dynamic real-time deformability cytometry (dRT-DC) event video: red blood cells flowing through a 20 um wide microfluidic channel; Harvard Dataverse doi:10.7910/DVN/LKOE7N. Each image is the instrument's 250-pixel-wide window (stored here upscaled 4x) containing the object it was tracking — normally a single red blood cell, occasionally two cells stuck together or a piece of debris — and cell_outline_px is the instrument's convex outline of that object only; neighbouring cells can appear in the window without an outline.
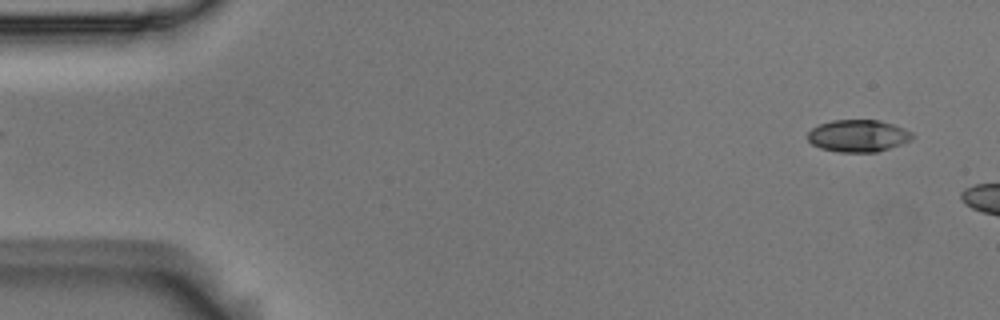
{"species": "Egyptian fruit bat (a non-hibernating species)", "species_latin": "Rousettus aegyptiacus", "temperature_condition": "room temperature", "stored_images_in_passage": 3, "camera_frame_rate_fps": 3000, "um_per_image_px": 0.085, "animal": {"sex": "male"}, "frame": {"image": 1, "passage_image": 1, "time_ms": 0.0, "image_size_px": [1000, 320], "cell_outline_px": [[916, 136], [912, 140], [876, 152], [840, 152], [820, 148], [812, 144], [808, 140], [808, 132], [812, 128], [820, 124], [832, 120], [880, 120], [904, 128], [912, 132]], "centroid_in_image_um": [72.95, 11.54], "position_along_channel_um": 12.0, "area_um2": 19.59}}